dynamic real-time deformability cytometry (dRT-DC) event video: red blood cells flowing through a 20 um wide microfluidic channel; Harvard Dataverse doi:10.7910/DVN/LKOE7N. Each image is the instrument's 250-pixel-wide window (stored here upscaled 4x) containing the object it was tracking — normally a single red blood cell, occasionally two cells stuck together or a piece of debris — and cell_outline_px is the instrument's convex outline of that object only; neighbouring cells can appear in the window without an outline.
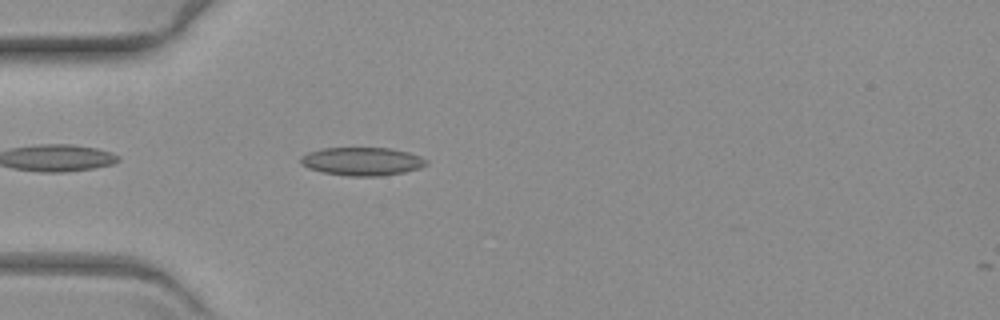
{"species": "common noctule bat (a hibernating species)", "species_latin": "Nyctalus noctula", "temperature_condition": "warm", "stored_images_in_passage": 14, "camera_frame_rate_fps": 3000, "um_per_image_px": 0.085, "animal": {"sex": "female", "body_mass_g": 19.3, "forearm_length_mm": 54.1}, "frame": {"image": 1, "passage_image": 3, "time_ms": 0.667, "image_size_px": [1000, 320], "cell_outline_px": [[428, 164], [420, 168], [404, 172], [380, 176], [348, 176], [320, 172], [308, 168], [300, 164], [300, 156], [308, 152], [324, 148], [392, 148], [408, 152], [420, 156], [428, 160]], "centroid_in_image_um": [30.77, 13.72], "position_along_channel_um": 54.2, "area_um2": 20.87}}
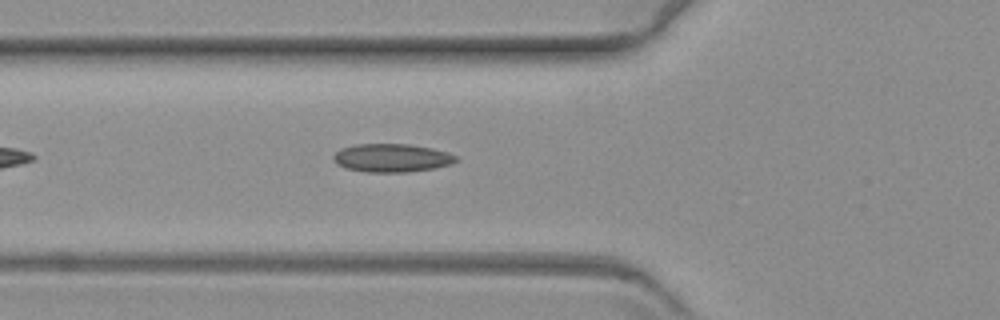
{"frame": {"image": 2, "passage_image": 7, "time_ms": 2.0, "image_size_px": [1000, 320], "cell_outline_px": [[460, 160], [452, 164], [432, 168], [408, 172], [364, 172], [348, 168], [336, 164], [332, 160], [332, 156], [340, 148], [356, 144], [408, 144], [432, 148], [448, 152], [456, 156]], "centroid_in_image_um": [33.29, 13.42], "position_along_channel_um": 92.5, "area_um2": 20.35}}
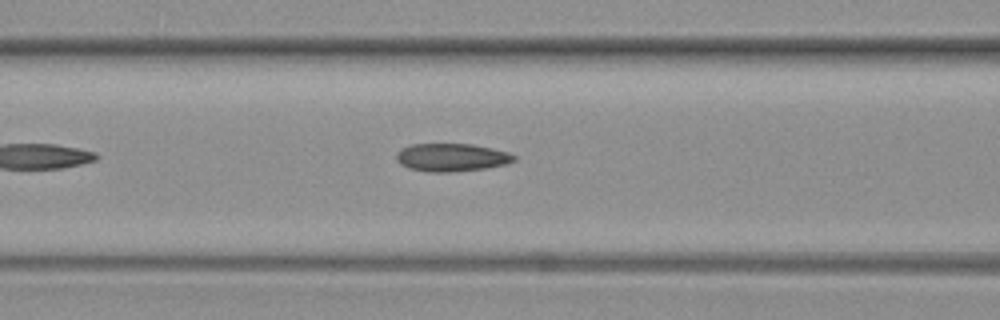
{"frame": {"image": 3, "passage_image": 10, "time_ms": 3.0, "image_size_px": [1000, 320], "cell_outline_px": [[516, 160], [504, 164], [484, 168], [452, 172], [428, 172], [408, 168], [400, 164], [396, 160], [396, 152], [412, 144], [472, 144], [492, 148], [508, 152], [516, 156]], "centroid_in_image_um": [38.36, 13.38], "position_along_channel_um": 128.2, "area_um2": 19.13}}